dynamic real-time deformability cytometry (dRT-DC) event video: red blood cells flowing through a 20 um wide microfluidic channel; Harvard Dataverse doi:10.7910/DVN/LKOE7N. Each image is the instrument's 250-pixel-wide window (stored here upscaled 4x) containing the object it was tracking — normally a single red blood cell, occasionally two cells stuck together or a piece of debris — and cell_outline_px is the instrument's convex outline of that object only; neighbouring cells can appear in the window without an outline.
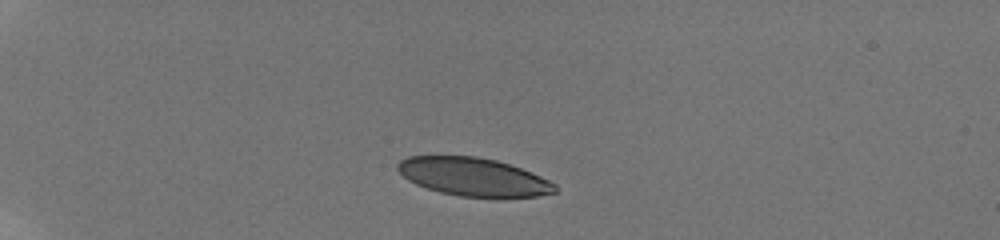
{"species": "human", "species_latin": "Homo sapiens", "temperature_condition": "room temperature", "stored_images_in_passage": 41, "camera_frame_rate_fps": 3000, "um_per_image_px": 0.085, "donor": {"sex": "male"}, "frame": {"image": 1, "passage_image": 1, "time_ms": 0.0, "image_size_px": [1000, 240], "cell_outline_px": [[556, 192], [536, 196], [500, 200], [460, 196], [440, 192], [416, 184], [408, 180], [396, 168], [396, 164], [400, 160], [408, 156], [476, 156], [496, 160], [520, 168], [540, 176], [556, 184]], "centroid_in_image_um": [40.27, 15.07], "position_along_channel_um": 44.7, "area_um2": 35.6}}
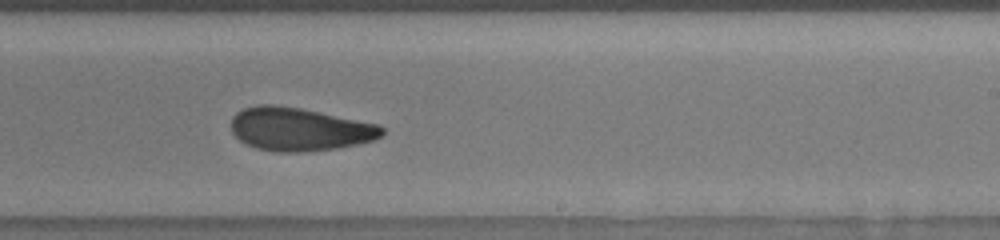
{"frame": {"image": 2, "passage_image": 23, "time_ms": 7.333, "image_size_px": [1000, 240], "cell_outline_px": [[384, 132], [380, 136], [372, 140], [340, 148], [300, 152], [276, 152], [256, 148], [240, 140], [232, 132], [232, 116], [236, 112], [244, 108], [256, 104], [276, 104], [300, 108], [380, 124], [384, 128]], "centroid_in_image_um": [25.44, 10.97], "position_along_channel_um": 263.6, "area_um2": 38.09}}
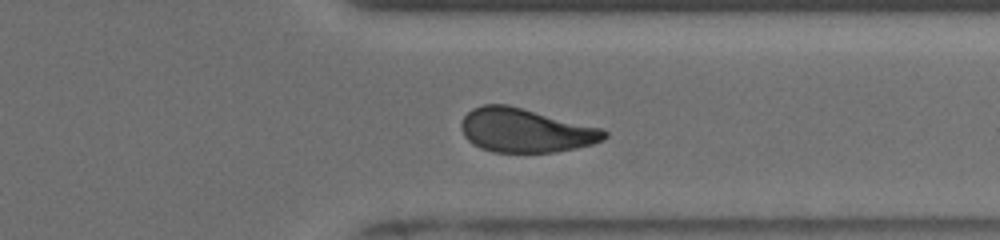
{"frame": {"image": 3, "passage_image": 31, "time_ms": 10.0, "image_size_px": [1000, 240], "cell_outline_px": [[608, 136], [604, 140], [592, 144], [576, 148], [552, 152], [492, 152], [480, 148], [472, 144], [464, 136], [460, 124], [464, 116], [472, 108], [484, 104], [508, 104], [604, 128], [608, 132]], "centroid_in_image_um": [44.68, 11.07], "position_along_channel_um": 366.7, "area_um2": 36.99}, "authors_computed_cell_mechanics": {"area_um2": 37.57, "velocity_mm_per_s": 3.859, "shape_relaxation_time_tau1_ms": null, "shape_relaxation_time_tau2_ms": 2.8988, "deformation_change_tau1": null, "deformation_change_tau2": 0.0937}}